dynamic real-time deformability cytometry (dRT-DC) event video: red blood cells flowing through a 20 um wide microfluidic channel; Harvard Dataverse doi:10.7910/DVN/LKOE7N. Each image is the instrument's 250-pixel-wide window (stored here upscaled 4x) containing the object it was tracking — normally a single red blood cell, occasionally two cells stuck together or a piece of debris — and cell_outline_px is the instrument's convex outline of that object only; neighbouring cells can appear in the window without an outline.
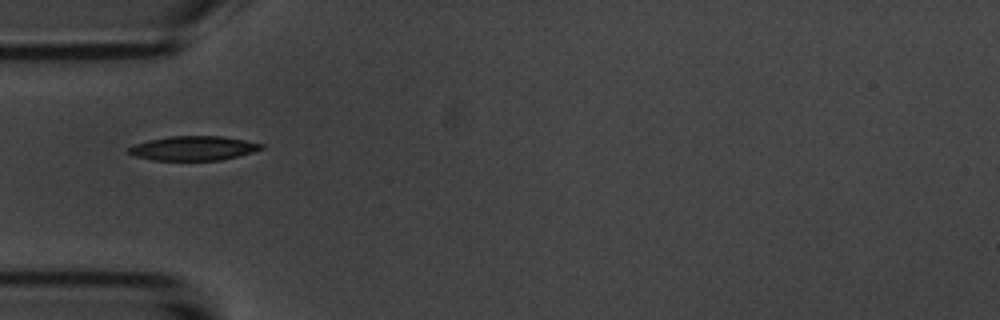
{"species": "common noctule bat (a hibernating species)", "species_latin": "Nyctalus noctula", "temperature_condition": "room temperature", "stored_images_in_passage": 5, "camera_frame_rate_fps": 3000, "um_per_image_px": 0.085, "animal": {"sex": "male", "body_mass_g": 20.1, "forearm_length_mm": 53.5}, "frame": {"image": 1, "passage_image": 1, "time_ms": 0.0, "image_size_px": [1000, 320], "cell_outline_px": [[264, 148], [252, 152], [220, 160], [152, 160], [132, 156], [128, 152], [128, 148], [136, 144], [148, 140], [168, 136], [224, 136], [264, 144]], "centroid_in_image_um": [16.42, 12.59], "position_along_channel_um": 68.6, "area_um2": 18.79}}
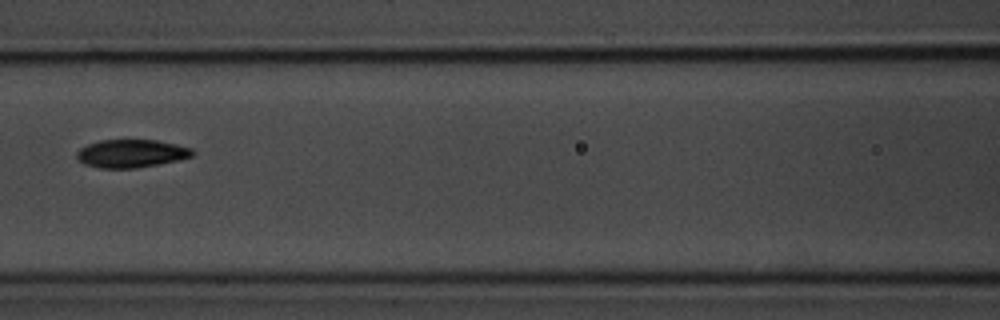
{"frame": {"image": 2, "passage_image": 3, "time_ms": 2.333, "image_size_px": [1000, 320], "cell_outline_px": [[196, 152], [192, 156], [180, 160], [136, 168], [100, 168], [84, 164], [76, 160], [76, 152], [80, 148], [88, 144], [100, 140], [156, 140], [176, 144], [192, 148]], "centroid_in_image_um": [11.15, 13.05], "position_along_channel_um": 155.4, "area_um2": 19.07}}
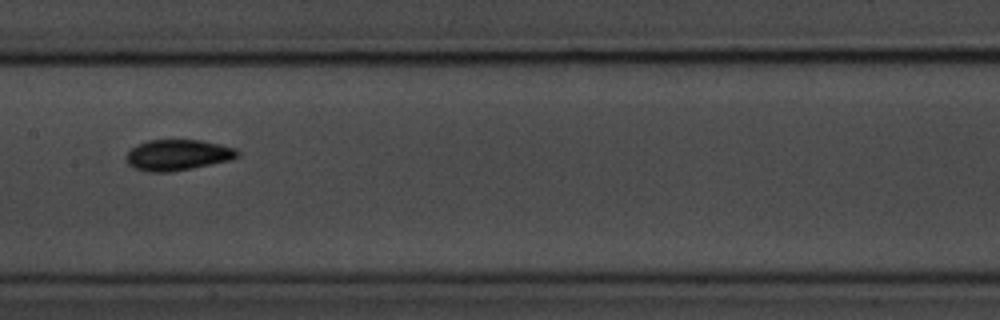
{"frame": {"image": 3, "passage_image": 4, "time_ms": 3.333, "image_size_px": [1000, 320], "cell_outline_px": [[240, 156], [228, 160], [192, 168], [172, 172], [148, 172], [132, 168], [124, 160], [124, 156], [136, 144], [148, 140], [200, 140], [220, 144], [236, 148], [240, 152]], "centroid_in_image_um": [15.06, 13.17], "position_along_channel_um": 192.3, "area_um2": 20.23}}